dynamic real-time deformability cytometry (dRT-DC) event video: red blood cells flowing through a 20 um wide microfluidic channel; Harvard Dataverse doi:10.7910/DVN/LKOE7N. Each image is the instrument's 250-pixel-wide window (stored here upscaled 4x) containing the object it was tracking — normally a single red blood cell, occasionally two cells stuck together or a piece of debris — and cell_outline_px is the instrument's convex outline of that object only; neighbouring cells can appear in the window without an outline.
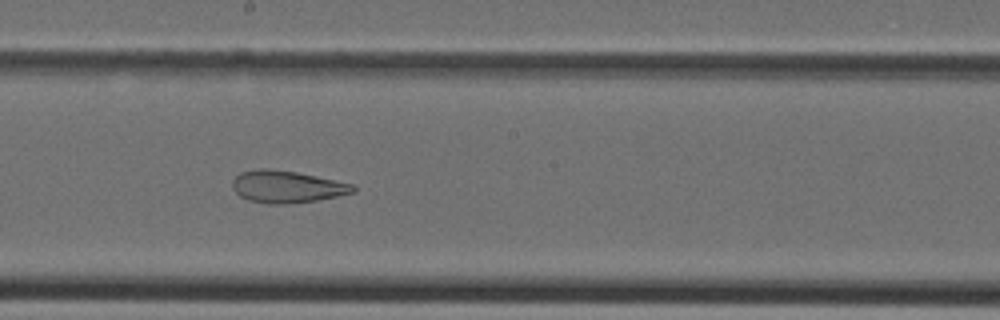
{"species": "Egyptian fruit bat (a non-hibernating species)", "species_latin": "Rousettus aegyptiacus", "temperature_condition": "cold", "stored_images_in_passage": 40, "camera_frame_rate_fps": 3000, "um_per_image_px": 0.085, "animal": {"sex": "female"}, "frame": {"image": 1, "passage_image": 22, "time_ms": 7.0, "image_size_px": [1000, 320], "cell_outline_px": [[356, 192], [316, 200], [288, 204], [268, 204], [248, 200], [240, 196], [232, 188], [232, 180], [240, 172], [256, 168], [268, 168], [296, 172], [356, 184]], "centroid_in_image_um": [24.38, 15.86], "position_along_channel_um": 223.8, "area_um2": 22.77}}
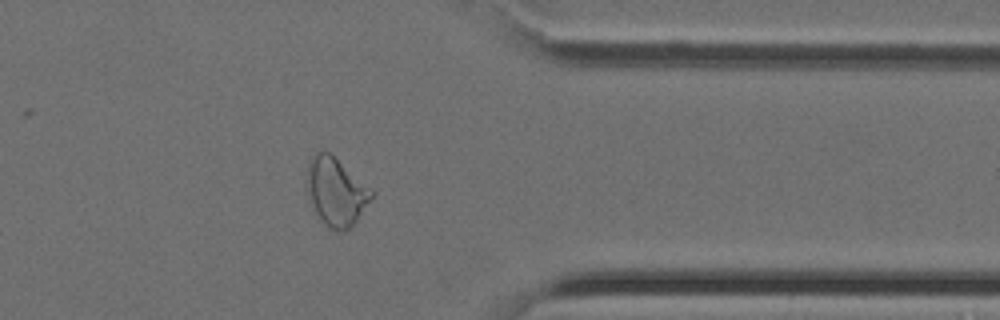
{"frame": {"image": 2, "passage_image": 32, "time_ms": 10.333, "image_size_px": [1000, 320], "cell_outline_px": [[376, 192], [356, 220], [348, 228], [328, 228], [316, 216], [308, 200], [304, 184], [304, 180], [308, 160], [316, 152], [328, 152]], "centroid_in_image_um": [28.48, 16.26], "position_along_channel_um": 382.9, "area_um2": 25.72}}
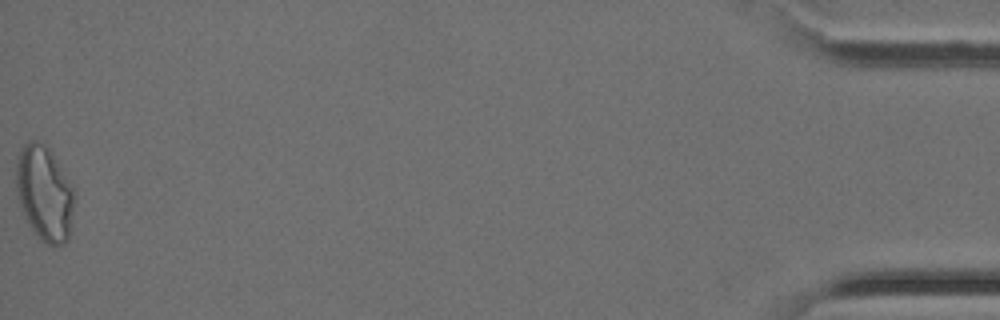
{"frame": {"image": 3, "passage_image": 40, "time_ms": 13.0, "image_size_px": [1000, 320], "cell_outline_px": [[76, 196], [68, 240], [64, 244], [48, 244], [32, 228], [20, 204], [16, 188], [16, 164], [20, 152], [24, 144], [28, 140], [36, 140], [48, 148], [72, 188]], "centroid_in_image_um": [3.78, 16.42], "position_along_channel_um": 431.4, "area_um2": 31.27}}